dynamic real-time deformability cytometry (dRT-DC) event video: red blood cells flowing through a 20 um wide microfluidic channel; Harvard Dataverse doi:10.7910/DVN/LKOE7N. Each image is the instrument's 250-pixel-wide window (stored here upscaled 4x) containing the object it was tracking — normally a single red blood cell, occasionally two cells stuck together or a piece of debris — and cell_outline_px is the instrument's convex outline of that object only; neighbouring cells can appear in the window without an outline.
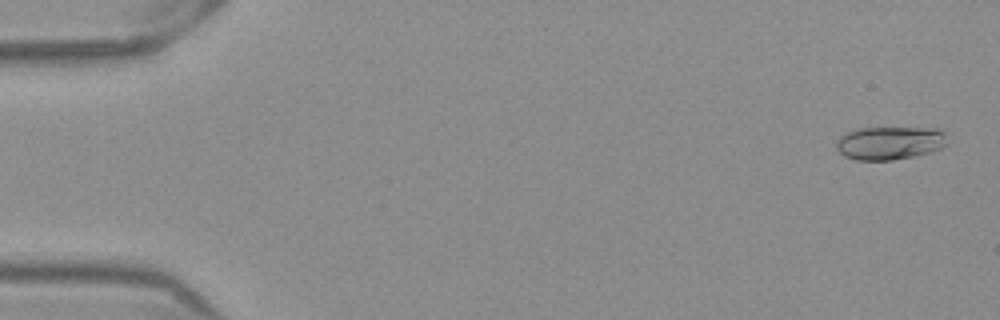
{"species": "Egyptian fruit bat (a non-hibernating species)", "species_latin": "Rousettus aegyptiacus", "temperature_condition": "warm", "stored_images_in_passage": 47, "camera_frame_rate_fps": 3000, "um_per_image_px": 0.085, "frame": {"image": 1, "passage_image": 2, "time_ms": 0.333, "image_size_px": [1000, 320], "cell_outline_px": [[948, 144], [932, 152], [916, 156], [892, 160], [856, 160], [844, 156], [836, 148], [836, 140], [840, 136], [856, 128], [936, 128], [944, 132]], "centroid_in_image_um": [75.63, 12.16], "position_along_channel_um": 9.4, "area_um2": 21.68}}
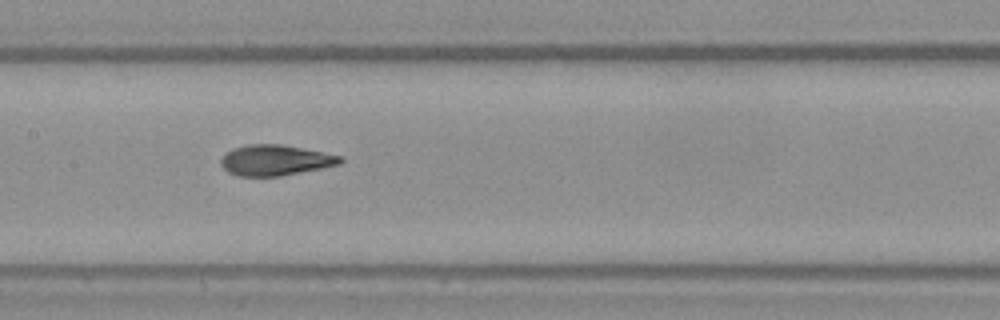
{"frame": {"image": 2, "passage_image": 26, "time_ms": 8.333, "image_size_px": [1000, 320], "cell_outline_px": [[344, 160], [340, 164], [280, 176], [236, 176], [228, 172], [220, 164], [220, 160], [232, 148], [248, 144], [280, 144], [344, 156]], "centroid_in_image_um": [23.4, 13.62], "position_along_channel_um": 184.0, "area_um2": 21.21}}
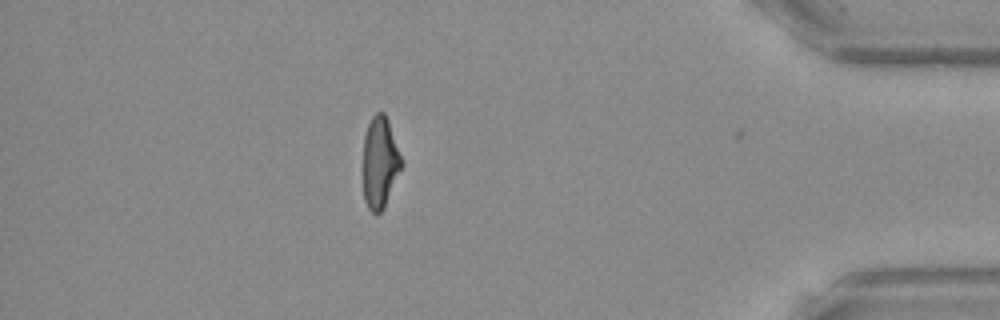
{"frame": {"image": 3, "passage_image": 46, "time_ms": 15.0, "image_size_px": [1000, 320], "cell_outline_px": [[404, 164], [384, 208], [376, 216], [368, 208], [364, 200], [364, 136], [368, 124], [372, 116], [376, 112], [384, 112], [388, 120], [404, 160]], "centroid_in_image_um": [32.33, 13.82], "position_along_channel_um": 402.9, "area_um2": 20.75}, "authors_computed_cell_mechanics": {"area_um2": 21.386, "velocity_mm_per_s": 3.9226, "shape_relaxation_time_tau1_ms": 6.2758, "shape_relaxation_time_tau2_ms": 1.1566, "deformation_change_tau1": 0.2222, "deformation_change_tau2": 0.083}}